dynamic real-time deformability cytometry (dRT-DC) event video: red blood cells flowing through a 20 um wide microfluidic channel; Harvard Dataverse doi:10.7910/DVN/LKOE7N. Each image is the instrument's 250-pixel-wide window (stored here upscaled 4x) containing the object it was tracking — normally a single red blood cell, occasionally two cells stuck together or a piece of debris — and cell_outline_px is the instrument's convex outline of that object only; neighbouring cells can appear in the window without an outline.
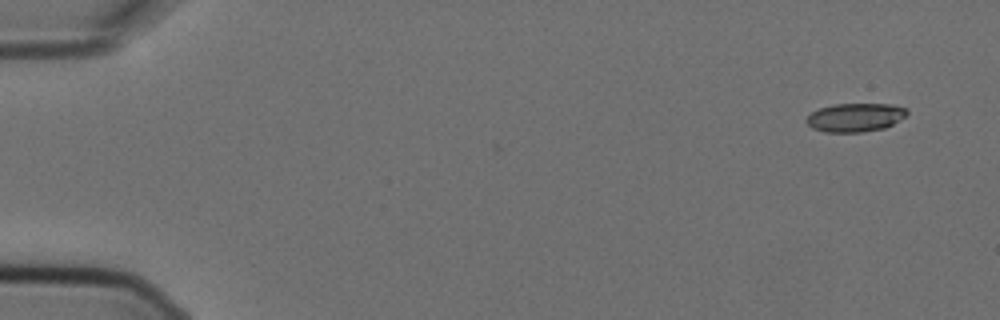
{"species": "Egyptian fruit bat (a non-hibernating species)", "species_latin": "Rousettus aegyptiacus", "temperature_condition": "cold", "stored_images_in_passage": 2, "camera_frame_rate_fps": 3000, "um_per_image_px": 0.085, "animal": {"sex": "female"}, "frame": {"image": 1, "passage_image": 2, "time_ms": 0.333, "image_size_px": [1000, 320], "cell_outline_px": [[908, 112], [904, 116], [892, 124], [884, 128], [860, 132], [824, 132], [812, 128], [804, 120], [812, 112], [820, 108], [832, 104], [892, 104], [908, 108]], "centroid_in_image_um": [72.67, 9.97], "position_along_channel_um": 12.3, "area_um2": 16.7}}